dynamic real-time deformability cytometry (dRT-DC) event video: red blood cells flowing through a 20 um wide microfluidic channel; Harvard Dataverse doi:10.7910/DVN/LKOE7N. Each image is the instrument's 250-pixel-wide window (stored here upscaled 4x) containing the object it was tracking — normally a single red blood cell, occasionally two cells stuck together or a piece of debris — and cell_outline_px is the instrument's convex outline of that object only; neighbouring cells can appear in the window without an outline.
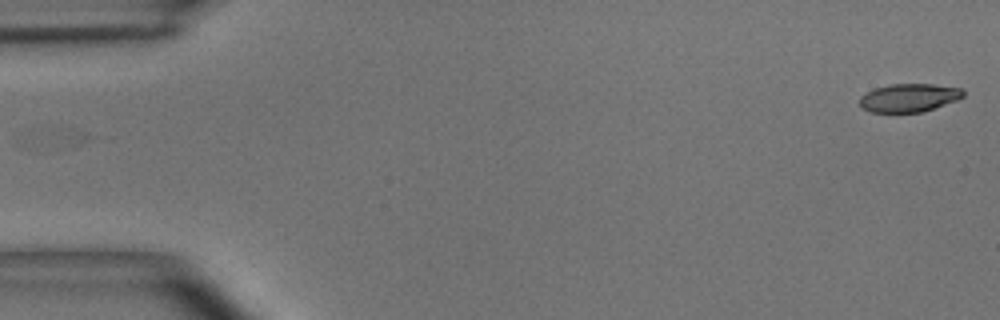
{"species": "common noctule bat (a hibernating species)", "species_latin": "Nyctalus noctula", "temperature_condition": "room temperature", "stored_images_in_passage": 54, "camera_frame_rate_fps": 3000, "um_per_image_px": 0.085, "animal": {"sex": "male", "body_mass_g": 15.6}, "frame": {"image": 1, "passage_image": 1, "time_ms": 0.0, "image_size_px": [1000, 320], "cell_outline_px": [[964, 96], [956, 100], [920, 112], [872, 112], [864, 108], [860, 104], [860, 96], [876, 88], [888, 84], [932, 84], [964, 88]], "centroid_in_image_um": [77.28, 8.29], "position_along_channel_um": 7.7, "area_um2": 16.82}}
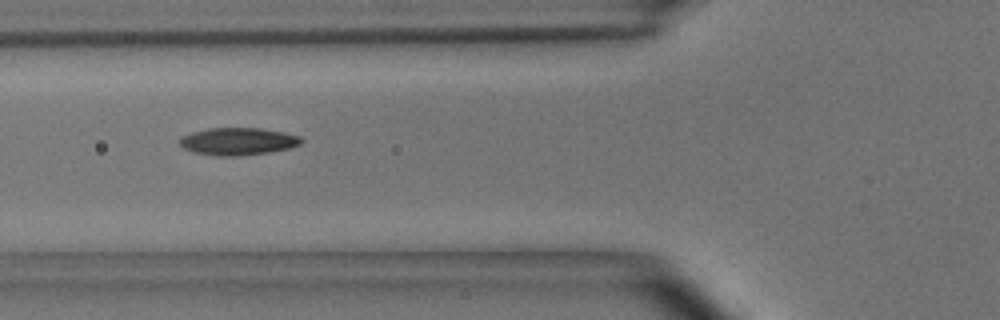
{"frame": {"image": 2, "passage_image": 20, "time_ms": 6.333, "image_size_px": [1000, 320], "cell_outline_px": [[304, 140], [300, 144], [288, 148], [268, 152], [236, 156], [224, 156], [192, 152], [184, 148], [180, 144], [180, 136], [192, 132], [208, 128], [260, 128], [284, 132], [300, 136]], "centroid_in_image_um": [20.22, 12.0], "position_along_channel_um": 105.6, "area_um2": 19.31}}
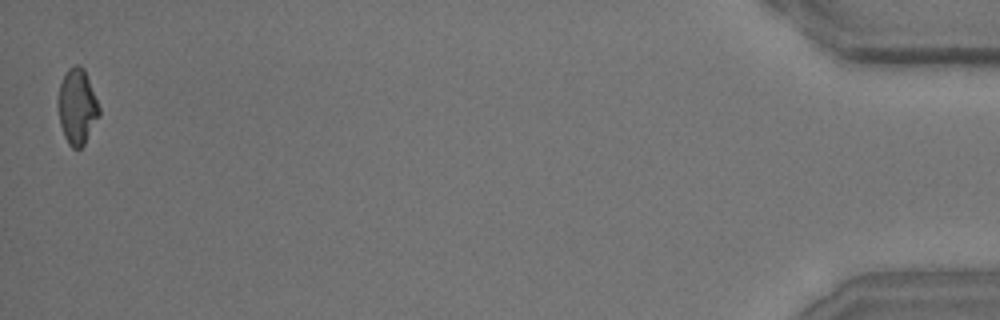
{"frame": {"image": 3, "passage_image": 54, "time_ms": 17.667, "image_size_px": [1000, 320], "cell_outline_px": [[100, 116], [84, 144], [80, 148], [72, 148], [68, 144], [64, 136], [60, 124], [56, 104], [56, 100], [60, 84], [68, 68], [76, 64], [84, 68], [100, 108]], "centroid_in_image_um": [6.54, 9.07], "position_along_channel_um": 428.7, "area_um2": 18.26}, "authors_computed_cell_mechanics": {"area_um2": 18.6116, "velocity_mm_per_s": 3.6508, "shape_relaxation_time_tau1_ms": 5.1179, "shape_relaxation_time_tau2_ms": 1.8356, "deformation_change_tau1": 0.1741, "deformation_change_tau2": 0.0841}}